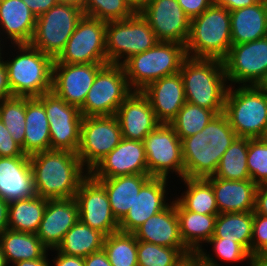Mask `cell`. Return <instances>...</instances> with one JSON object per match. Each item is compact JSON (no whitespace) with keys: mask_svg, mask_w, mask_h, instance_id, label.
Instances as JSON below:
<instances>
[{"mask_svg":"<svg viewBox=\"0 0 267 266\" xmlns=\"http://www.w3.org/2000/svg\"><path fill=\"white\" fill-rule=\"evenodd\" d=\"M36 195L44 199L74 198L89 175L77 153L47 150L29 156Z\"/></svg>","mask_w":267,"mask_h":266,"instance_id":"obj_1","label":"cell"},{"mask_svg":"<svg viewBox=\"0 0 267 266\" xmlns=\"http://www.w3.org/2000/svg\"><path fill=\"white\" fill-rule=\"evenodd\" d=\"M237 137L225 114L220 113L201 132L183 138L184 177L213 176L221 157Z\"/></svg>","mask_w":267,"mask_h":266,"instance_id":"obj_2","label":"cell"},{"mask_svg":"<svg viewBox=\"0 0 267 266\" xmlns=\"http://www.w3.org/2000/svg\"><path fill=\"white\" fill-rule=\"evenodd\" d=\"M8 47L12 49L5 52L3 62L12 96L38 97L52 91L54 59L30 44H9Z\"/></svg>","mask_w":267,"mask_h":266,"instance_id":"obj_3","label":"cell"},{"mask_svg":"<svg viewBox=\"0 0 267 266\" xmlns=\"http://www.w3.org/2000/svg\"><path fill=\"white\" fill-rule=\"evenodd\" d=\"M180 74L186 102L223 113L229 88L223 61L219 59L186 57Z\"/></svg>","mask_w":267,"mask_h":266,"instance_id":"obj_4","label":"cell"},{"mask_svg":"<svg viewBox=\"0 0 267 266\" xmlns=\"http://www.w3.org/2000/svg\"><path fill=\"white\" fill-rule=\"evenodd\" d=\"M231 46V18L225 7L212 4L191 20L185 45L188 57L223 61Z\"/></svg>","mask_w":267,"mask_h":266,"instance_id":"obj_5","label":"cell"},{"mask_svg":"<svg viewBox=\"0 0 267 266\" xmlns=\"http://www.w3.org/2000/svg\"><path fill=\"white\" fill-rule=\"evenodd\" d=\"M186 57L185 45L158 42L149 50L129 57L121 65L131 89L142 91L150 83L180 72Z\"/></svg>","mask_w":267,"mask_h":266,"instance_id":"obj_6","label":"cell"},{"mask_svg":"<svg viewBox=\"0 0 267 266\" xmlns=\"http://www.w3.org/2000/svg\"><path fill=\"white\" fill-rule=\"evenodd\" d=\"M236 87L229 86L223 113L238 137L262 138L267 127V91L254 85Z\"/></svg>","mask_w":267,"mask_h":266,"instance_id":"obj_7","label":"cell"},{"mask_svg":"<svg viewBox=\"0 0 267 266\" xmlns=\"http://www.w3.org/2000/svg\"><path fill=\"white\" fill-rule=\"evenodd\" d=\"M158 42L154 31L140 12L125 20L106 22L108 64L121 65L129 57L149 50Z\"/></svg>","mask_w":267,"mask_h":266,"instance_id":"obj_8","label":"cell"},{"mask_svg":"<svg viewBox=\"0 0 267 266\" xmlns=\"http://www.w3.org/2000/svg\"><path fill=\"white\" fill-rule=\"evenodd\" d=\"M83 16L84 12L79 8L58 3L37 17L29 44L55 60L64 50Z\"/></svg>","mask_w":267,"mask_h":266,"instance_id":"obj_9","label":"cell"},{"mask_svg":"<svg viewBox=\"0 0 267 266\" xmlns=\"http://www.w3.org/2000/svg\"><path fill=\"white\" fill-rule=\"evenodd\" d=\"M132 92L123 66L107 64L97 73L80 112L83 117L113 116Z\"/></svg>","mask_w":267,"mask_h":266,"instance_id":"obj_10","label":"cell"},{"mask_svg":"<svg viewBox=\"0 0 267 266\" xmlns=\"http://www.w3.org/2000/svg\"><path fill=\"white\" fill-rule=\"evenodd\" d=\"M148 174L151 177L171 179V173L178 180L184 178L182 142L175 130L166 123H160L143 141Z\"/></svg>","mask_w":267,"mask_h":266,"instance_id":"obj_11","label":"cell"},{"mask_svg":"<svg viewBox=\"0 0 267 266\" xmlns=\"http://www.w3.org/2000/svg\"><path fill=\"white\" fill-rule=\"evenodd\" d=\"M54 63H108L106 22L84 15Z\"/></svg>","mask_w":267,"mask_h":266,"instance_id":"obj_12","label":"cell"},{"mask_svg":"<svg viewBox=\"0 0 267 266\" xmlns=\"http://www.w3.org/2000/svg\"><path fill=\"white\" fill-rule=\"evenodd\" d=\"M223 63L229 86H260L267 76V37L232 45Z\"/></svg>","mask_w":267,"mask_h":266,"instance_id":"obj_13","label":"cell"},{"mask_svg":"<svg viewBox=\"0 0 267 266\" xmlns=\"http://www.w3.org/2000/svg\"><path fill=\"white\" fill-rule=\"evenodd\" d=\"M45 108L50 131V150H65L77 153L80 145V109L70 105L53 91L37 97Z\"/></svg>","mask_w":267,"mask_h":266,"instance_id":"obj_14","label":"cell"},{"mask_svg":"<svg viewBox=\"0 0 267 266\" xmlns=\"http://www.w3.org/2000/svg\"><path fill=\"white\" fill-rule=\"evenodd\" d=\"M122 132L115 115L83 117L77 155L90 172L121 141Z\"/></svg>","mask_w":267,"mask_h":266,"instance_id":"obj_15","label":"cell"},{"mask_svg":"<svg viewBox=\"0 0 267 266\" xmlns=\"http://www.w3.org/2000/svg\"><path fill=\"white\" fill-rule=\"evenodd\" d=\"M79 220L105 236L119 231L105 188L90 174L81 182L75 194Z\"/></svg>","mask_w":267,"mask_h":266,"instance_id":"obj_16","label":"cell"},{"mask_svg":"<svg viewBox=\"0 0 267 266\" xmlns=\"http://www.w3.org/2000/svg\"><path fill=\"white\" fill-rule=\"evenodd\" d=\"M140 13L148 21L159 42L186 45L191 19L177 0H149Z\"/></svg>","mask_w":267,"mask_h":266,"instance_id":"obj_17","label":"cell"},{"mask_svg":"<svg viewBox=\"0 0 267 266\" xmlns=\"http://www.w3.org/2000/svg\"><path fill=\"white\" fill-rule=\"evenodd\" d=\"M107 64L53 63L52 91L80 109L97 73Z\"/></svg>","mask_w":267,"mask_h":266,"instance_id":"obj_18","label":"cell"},{"mask_svg":"<svg viewBox=\"0 0 267 266\" xmlns=\"http://www.w3.org/2000/svg\"><path fill=\"white\" fill-rule=\"evenodd\" d=\"M94 179L148 174L143 141L122 138L120 143L89 172Z\"/></svg>","mask_w":267,"mask_h":266,"instance_id":"obj_19","label":"cell"},{"mask_svg":"<svg viewBox=\"0 0 267 266\" xmlns=\"http://www.w3.org/2000/svg\"><path fill=\"white\" fill-rule=\"evenodd\" d=\"M169 184V179L152 177L140 189L129 212L119 222V231L133 233L151 216L164 210L174 200V196L173 199L168 196L171 192Z\"/></svg>","mask_w":267,"mask_h":266,"instance_id":"obj_20","label":"cell"},{"mask_svg":"<svg viewBox=\"0 0 267 266\" xmlns=\"http://www.w3.org/2000/svg\"><path fill=\"white\" fill-rule=\"evenodd\" d=\"M78 220L75 198L49 199L36 235L48 250L56 249Z\"/></svg>","mask_w":267,"mask_h":266,"instance_id":"obj_21","label":"cell"},{"mask_svg":"<svg viewBox=\"0 0 267 266\" xmlns=\"http://www.w3.org/2000/svg\"><path fill=\"white\" fill-rule=\"evenodd\" d=\"M117 117L122 138L144 141L160 122L156 119L149 99L141 91H133L119 106Z\"/></svg>","mask_w":267,"mask_h":266,"instance_id":"obj_22","label":"cell"},{"mask_svg":"<svg viewBox=\"0 0 267 266\" xmlns=\"http://www.w3.org/2000/svg\"><path fill=\"white\" fill-rule=\"evenodd\" d=\"M150 101L156 119L169 124L186 103L180 72L164 76L141 91Z\"/></svg>","mask_w":267,"mask_h":266,"instance_id":"obj_23","label":"cell"},{"mask_svg":"<svg viewBox=\"0 0 267 266\" xmlns=\"http://www.w3.org/2000/svg\"><path fill=\"white\" fill-rule=\"evenodd\" d=\"M35 195L29 156L0 157V198L10 203Z\"/></svg>","mask_w":267,"mask_h":266,"instance_id":"obj_24","label":"cell"},{"mask_svg":"<svg viewBox=\"0 0 267 266\" xmlns=\"http://www.w3.org/2000/svg\"><path fill=\"white\" fill-rule=\"evenodd\" d=\"M133 235L137 240L147 243L171 248H187L180 237L175 200H172L164 210L147 219L133 232Z\"/></svg>","mask_w":267,"mask_h":266,"instance_id":"obj_25","label":"cell"},{"mask_svg":"<svg viewBox=\"0 0 267 266\" xmlns=\"http://www.w3.org/2000/svg\"><path fill=\"white\" fill-rule=\"evenodd\" d=\"M36 20L22 0H0V34L8 44H29Z\"/></svg>","mask_w":267,"mask_h":266,"instance_id":"obj_26","label":"cell"},{"mask_svg":"<svg viewBox=\"0 0 267 266\" xmlns=\"http://www.w3.org/2000/svg\"><path fill=\"white\" fill-rule=\"evenodd\" d=\"M219 213L253 212L257 185L252 180H224L209 176Z\"/></svg>","mask_w":267,"mask_h":266,"instance_id":"obj_27","label":"cell"},{"mask_svg":"<svg viewBox=\"0 0 267 266\" xmlns=\"http://www.w3.org/2000/svg\"><path fill=\"white\" fill-rule=\"evenodd\" d=\"M151 178L149 174H133L96 180L105 188L111 211L120 222L129 212L140 189Z\"/></svg>","mask_w":267,"mask_h":266,"instance_id":"obj_28","label":"cell"},{"mask_svg":"<svg viewBox=\"0 0 267 266\" xmlns=\"http://www.w3.org/2000/svg\"><path fill=\"white\" fill-rule=\"evenodd\" d=\"M232 45L267 37V4L257 2L252 6L230 12Z\"/></svg>","mask_w":267,"mask_h":266,"instance_id":"obj_29","label":"cell"},{"mask_svg":"<svg viewBox=\"0 0 267 266\" xmlns=\"http://www.w3.org/2000/svg\"><path fill=\"white\" fill-rule=\"evenodd\" d=\"M24 154L34 155L50 150V131L43 103L37 97H26Z\"/></svg>","mask_w":267,"mask_h":266,"instance_id":"obj_30","label":"cell"},{"mask_svg":"<svg viewBox=\"0 0 267 266\" xmlns=\"http://www.w3.org/2000/svg\"><path fill=\"white\" fill-rule=\"evenodd\" d=\"M176 214L179 221L180 237L184 245L197 253L213 236L217 215L199 214L184 210L176 202Z\"/></svg>","mask_w":267,"mask_h":266,"instance_id":"obj_31","label":"cell"},{"mask_svg":"<svg viewBox=\"0 0 267 266\" xmlns=\"http://www.w3.org/2000/svg\"><path fill=\"white\" fill-rule=\"evenodd\" d=\"M179 182H184L185 191L181 196L175 195L174 200L184 210L206 215L219 214L212 185L206 178L184 177Z\"/></svg>","mask_w":267,"mask_h":266,"instance_id":"obj_32","label":"cell"},{"mask_svg":"<svg viewBox=\"0 0 267 266\" xmlns=\"http://www.w3.org/2000/svg\"><path fill=\"white\" fill-rule=\"evenodd\" d=\"M0 245L7 263L36 260L49 251L34 233L5 229L0 234Z\"/></svg>","mask_w":267,"mask_h":266,"instance_id":"obj_33","label":"cell"},{"mask_svg":"<svg viewBox=\"0 0 267 266\" xmlns=\"http://www.w3.org/2000/svg\"><path fill=\"white\" fill-rule=\"evenodd\" d=\"M47 205V199L35 195L8 205V229L36 234Z\"/></svg>","mask_w":267,"mask_h":266,"instance_id":"obj_34","label":"cell"},{"mask_svg":"<svg viewBox=\"0 0 267 266\" xmlns=\"http://www.w3.org/2000/svg\"><path fill=\"white\" fill-rule=\"evenodd\" d=\"M105 235L78 220L65 234L56 248L68 256L87 257L103 249Z\"/></svg>","mask_w":267,"mask_h":266,"instance_id":"obj_35","label":"cell"},{"mask_svg":"<svg viewBox=\"0 0 267 266\" xmlns=\"http://www.w3.org/2000/svg\"><path fill=\"white\" fill-rule=\"evenodd\" d=\"M253 212L219 213L211 238L239 242L251 254Z\"/></svg>","mask_w":267,"mask_h":266,"instance_id":"obj_36","label":"cell"},{"mask_svg":"<svg viewBox=\"0 0 267 266\" xmlns=\"http://www.w3.org/2000/svg\"><path fill=\"white\" fill-rule=\"evenodd\" d=\"M206 243L207 244H204L205 247H208V245H211V247L213 246V254L209 251L207 252L205 247L201 248L196 253L201 258L205 266H224L221 265L220 261H224L225 264L229 262H231L230 264H237L248 261L247 266H253L254 257L239 242L225 240L224 238H210Z\"/></svg>","mask_w":267,"mask_h":266,"instance_id":"obj_37","label":"cell"},{"mask_svg":"<svg viewBox=\"0 0 267 266\" xmlns=\"http://www.w3.org/2000/svg\"><path fill=\"white\" fill-rule=\"evenodd\" d=\"M248 138L237 137L220 159L213 176L224 180H251L247 168Z\"/></svg>","mask_w":267,"mask_h":266,"instance_id":"obj_38","label":"cell"},{"mask_svg":"<svg viewBox=\"0 0 267 266\" xmlns=\"http://www.w3.org/2000/svg\"><path fill=\"white\" fill-rule=\"evenodd\" d=\"M103 250L112 266H138L137 239L133 233L117 231L105 236Z\"/></svg>","mask_w":267,"mask_h":266,"instance_id":"obj_39","label":"cell"},{"mask_svg":"<svg viewBox=\"0 0 267 266\" xmlns=\"http://www.w3.org/2000/svg\"><path fill=\"white\" fill-rule=\"evenodd\" d=\"M216 115L213 110L186 102L169 125L182 140L201 132Z\"/></svg>","mask_w":267,"mask_h":266,"instance_id":"obj_40","label":"cell"},{"mask_svg":"<svg viewBox=\"0 0 267 266\" xmlns=\"http://www.w3.org/2000/svg\"><path fill=\"white\" fill-rule=\"evenodd\" d=\"M190 254L188 248L164 247L137 240L138 266H177Z\"/></svg>","mask_w":267,"mask_h":266,"instance_id":"obj_41","label":"cell"},{"mask_svg":"<svg viewBox=\"0 0 267 266\" xmlns=\"http://www.w3.org/2000/svg\"><path fill=\"white\" fill-rule=\"evenodd\" d=\"M26 97L13 96L0 101V120L24 152Z\"/></svg>","mask_w":267,"mask_h":266,"instance_id":"obj_42","label":"cell"},{"mask_svg":"<svg viewBox=\"0 0 267 266\" xmlns=\"http://www.w3.org/2000/svg\"><path fill=\"white\" fill-rule=\"evenodd\" d=\"M136 12L126 0H86L84 15L104 22L125 20Z\"/></svg>","mask_w":267,"mask_h":266,"instance_id":"obj_43","label":"cell"},{"mask_svg":"<svg viewBox=\"0 0 267 266\" xmlns=\"http://www.w3.org/2000/svg\"><path fill=\"white\" fill-rule=\"evenodd\" d=\"M247 168L256 185L267 183V142L248 138Z\"/></svg>","mask_w":267,"mask_h":266,"instance_id":"obj_44","label":"cell"},{"mask_svg":"<svg viewBox=\"0 0 267 266\" xmlns=\"http://www.w3.org/2000/svg\"><path fill=\"white\" fill-rule=\"evenodd\" d=\"M267 250V217L253 211L251 255Z\"/></svg>","mask_w":267,"mask_h":266,"instance_id":"obj_45","label":"cell"},{"mask_svg":"<svg viewBox=\"0 0 267 266\" xmlns=\"http://www.w3.org/2000/svg\"><path fill=\"white\" fill-rule=\"evenodd\" d=\"M27 156L0 120V157Z\"/></svg>","mask_w":267,"mask_h":266,"instance_id":"obj_46","label":"cell"},{"mask_svg":"<svg viewBox=\"0 0 267 266\" xmlns=\"http://www.w3.org/2000/svg\"><path fill=\"white\" fill-rule=\"evenodd\" d=\"M177 2L191 20L213 4V0H177Z\"/></svg>","mask_w":267,"mask_h":266,"instance_id":"obj_47","label":"cell"},{"mask_svg":"<svg viewBox=\"0 0 267 266\" xmlns=\"http://www.w3.org/2000/svg\"><path fill=\"white\" fill-rule=\"evenodd\" d=\"M49 251L54 252L56 254L51 260L53 263H50V265L52 266H85L84 257L68 256L59 252L57 249Z\"/></svg>","mask_w":267,"mask_h":266,"instance_id":"obj_48","label":"cell"},{"mask_svg":"<svg viewBox=\"0 0 267 266\" xmlns=\"http://www.w3.org/2000/svg\"><path fill=\"white\" fill-rule=\"evenodd\" d=\"M36 17L59 3L58 0H22Z\"/></svg>","mask_w":267,"mask_h":266,"instance_id":"obj_49","label":"cell"},{"mask_svg":"<svg viewBox=\"0 0 267 266\" xmlns=\"http://www.w3.org/2000/svg\"><path fill=\"white\" fill-rule=\"evenodd\" d=\"M255 212L267 217V183L257 185Z\"/></svg>","mask_w":267,"mask_h":266,"instance_id":"obj_50","label":"cell"},{"mask_svg":"<svg viewBox=\"0 0 267 266\" xmlns=\"http://www.w3.org/2000/svg\"><path fill=\"white\" fill-rule=\"evenodd\" d=\"M84 263L85 266H112L103 249L84 257Z\"/></svg>","mask_w":267,"mask_h":266,"instance_id":"obj_51","label":"cell"},{"mask_svg":"<svg viewBox=\"0 0 267 266\" xmlns=\"http://www.w3.org/2000/svg\"><path fill=\"white\" fill-rule=\"evenodd\" d=\"M257 3V0H213V4L221 7H225L229 12L252 6Z\"/></svg>","mask_w":267,"mask_h":266,"instance_id":"obj_52","label":"cell"},{"mask_svg":"<svg viewBox=\"0 0 267 266\" xmlns=\"http://www.w3.org/2000/svg\"><path fill=\"white\" fill-rule=\"evenodd\" d=\"M12 92L8 83L7 69L3 61H0V101L11 98Z\"/></svg>","mask_w":267,"mask_h":266,"instance_id":"obj_53","label":"cell"},{"mask_svg":"<svg viewBox=\"0 0 267 266\" xmlns=\"http://www.w3.org/2000/svg\"><path fill=\"white\" fill-rule=\"evenodd\" d=\"M48 251L41 257L36 260H23L18 261L12 264V266H51L50 259L48 258Z\"/></svg>","mask_w":267,"mask_h":266,"instance_id":"obj_54","label":"cell"},{"mask_svg":"<svg viewBox=\"0 0 267 266\" xmlns=\"http://www.w3.org/2000/svg\"><path fill=\"white\" fill-rule=\"evenodd\" d=\"M8 205V202L0 198V234L8 229Z\"/></svg>","mask_w":267,"mask_h":266,"instance_id":"obj_55","label":"cell"},{"mask_svg":"<svg viewBox=\"0 0 267 266\" xmlns=\"http://www.w3.org/2000/svg\"><path fill=\"white\" fill-rule=\"evenodd\" d=\"M201 258L196 254L192 253L188 256H185L184 259L177 266H203Z\"/></svg>","mask_w":267,"mask_h":266,"instance_id":"obj_56","label":"cell"},{"mask_svg":"<svg viewBox=\"0 0 267 266\" xmlns=\"http://www.w3.org/2000/svg\"><path fill=\"white\" fill-rule=\"evenodd\" d=\"M253 266H267V250L261 251L254 256Z\"/></svg>","mask_w":267,"mask_h":266,"instance_id":"obj_57","label":"cell"},{"mask_svg":"<svg viewBox=\"0 0 267 266\" xmlns=\"http://www.w3.org/2000/svg\"><path fill=\"white\" fill-rule=\"evenodd\" d=\"M135 12H140L149 0H126Z\"/></svg>","mask_w":267,"mask_h":266,"instance_id":"obj_58","label":"cell"},{"mask_svg":"<svg viewBox=\"0 0 267 266\" xmlns=\"http://www.w3.org/2000/svg\"><path fill=\"white\" fill-rule=\"evenodd\" d=\"M58 1L59 3H62V4L75 6L84 12L86 0H58Z\"/></svg>","mask_w":267,"mask_h":266,"instance_id":"obj_59","label":"cell"},{"mask_svg":"<svg viewBox=\"0 0 267 266\" xmlns=\"http://www.w3.org/2000/svg\"><path fill=\"white\" fill-rule=\"evenodd\" d=\"M5 41V42H4ZM8 42H6V40L1 36L0 34V61H3L5 58V52L7 51ZM6 47V48H5ZM4 49V50H3ZM6 49V50H5Z\"/></svg>","mask_w":267,"mask_h":266,"instance_id":"obj_60","label":"cell"},{"mask_svg":"<svg viewBox=\"0 0 267 266\" xmlns=\"http://www.w3.org/2000/svg\"><path fill=\"white\" fill-rule=\"evenodd\" d=\"M0 266H9L6 257L2 251L1 245H0Z\"/></svg>","mask_w":267,"mask_h":266,"instance_id":"obj_61","label":"cell"},{"mask_svg":"<svg viewBox=\"0 0 267 266\" xmlns=\"http://www.w3.org/2000/svg\"><path fill=\"white\" fill-rule=\"evenodd\" d=\"M264 90L267 91V76L266 78L264 79V81L262 82V84L260 85Z\"/></svg>","mask_w":267,"mask_h":266,"instance_id":"obj_62","label":"cell"},{"mask_svg":"<svg viewBox=\"0 0 267 266\" xmlns=\"http://www.w3.org/2000/svg\"><path fill=\"white\" fill-rule=\"evenodd\" d=\"M262 139L267 142V127H266V130H265V133L262 136Z\"/></svg>","mask_w":267,"mask_h":266,"instance_id":"obj_63","label":"cell"},{"mask_svg":"<svg viewBox=\"0 0 267 266\" xmlns=\"http://www.w3.org/2000/svg\"><path fill=\"white\" fill-rule=\"evenodd\" d=\"M257 2L267 4V0H257Z\"/></svg>","mask_w":267,"mask_h":266,"instance_id":"obj_64","label":"cell"}]
</instances>
